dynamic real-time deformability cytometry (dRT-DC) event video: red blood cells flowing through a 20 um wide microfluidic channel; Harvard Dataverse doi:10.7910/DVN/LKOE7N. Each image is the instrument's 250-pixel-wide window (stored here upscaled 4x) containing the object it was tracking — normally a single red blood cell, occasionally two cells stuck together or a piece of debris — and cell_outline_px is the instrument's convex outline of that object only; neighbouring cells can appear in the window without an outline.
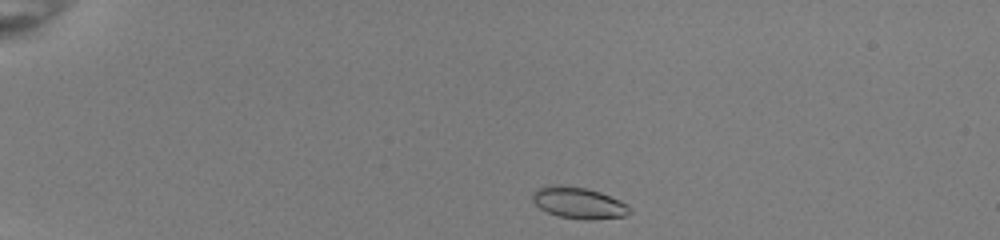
{"species": "common noctule bat (a hibernating species)", "species_latin": "Nyctalus noctula", "temperature_condition": "room temperature", "stored_images_in_passage": 41, "camera_frame_rate_fps": 3000, "um_per_image_px": 0.085, "animal": {"sex": "female", "body_mass_g": 22.0, "forearm_length_mm": 56.7}, "frame": {"image": 1, "passage_image": 1, "time_ms": 0.0, "image_size_px": [1000, 240], "cell_outline_px": [[632, 212], [624, 216], [592, 220], [584, 220], [560, 216], [548, 212], [540, 208], [532, 200], [532, 192], [536, 188], [556, 184], [588, 188], [600, 192], [620, 200]], "centroid_in_image_um": [49.15, 17.23], "position_along_channel_um": 35.8, "area_um2": 17.74}}
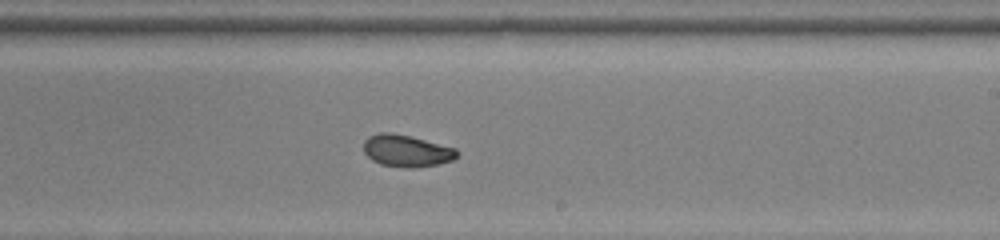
{"frame": {"image": 2, "passage_image": 23, "time_ms": 7.333, "image_size_px": [1000, 240], "cell_outline_px": [[460, 152], [452, 160], [436, 164], [412, 168], [404, 168], [380, 164], [372, 160], [364, 152], [364, 140], [368, 136], [380, 132], [392, 132], [412, 136], [456, 148]], "centroid_in_image_um": [34.54, 12.8], "position_along_channel_um": 254.5, "area_um2": 17.51}}
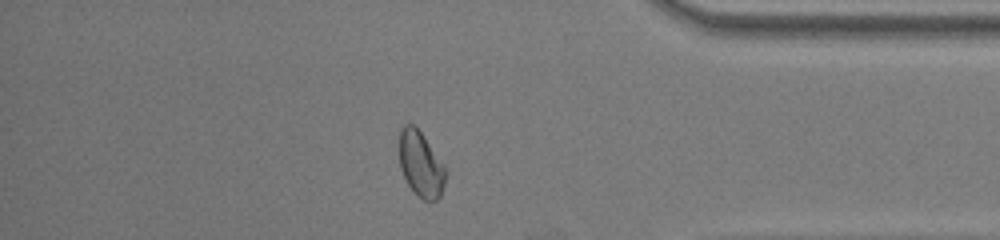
{"frame": {"image": 3, "passage_image": 35, "time_ms": 11.333, "image_size_px": [1000, 240], "cell_outline_px": [[448, 172], [440, 196], [436, 200], [424, 200], [416, 196], [408, 184], [400, 168], [400, 128], [404, 124], [412, 124], [424, 136], [444, 164]], "centroid_in_image_um": [35.79, 13.97], "position_along_channel_um": 399.4, "area_um2": 17.69}, "authors_computed_cell_mechanics": {"area_um2": 17.7446, "velocity_mm_per_s": 4.006, "shape_relaxation_time_tau1_ms": 4.2778, "shape_relaxation_time_tau2_ms": 0.9035, "deformation_change_tau1": 0.1071, "deformation_change_tau2": 0.0395}}